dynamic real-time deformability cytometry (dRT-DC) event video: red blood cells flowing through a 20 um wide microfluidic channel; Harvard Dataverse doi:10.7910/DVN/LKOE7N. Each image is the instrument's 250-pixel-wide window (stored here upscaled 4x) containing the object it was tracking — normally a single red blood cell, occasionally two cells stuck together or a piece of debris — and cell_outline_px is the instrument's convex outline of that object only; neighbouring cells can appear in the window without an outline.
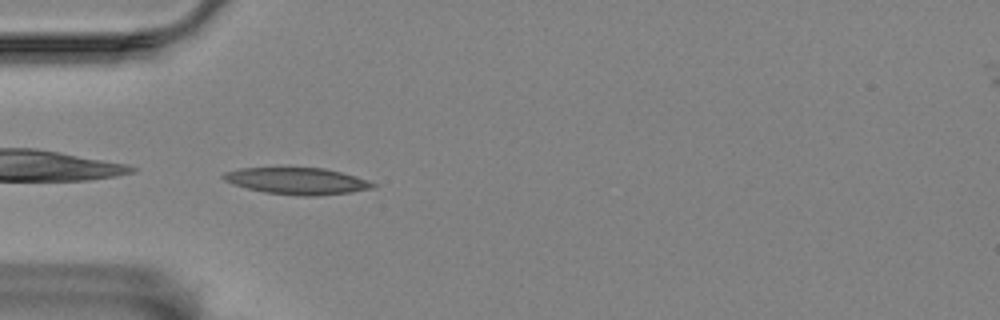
{"species": "Egyptian fruit bat (a non-hibernating species)", "species_latin": "Rousettus aegyptiacus", "temperature_condition": "room temperature", "stored_images_in_passage": 42, "camera_frame_rate_fps": 3000, "um_per_image_px": 0.085, "animal": {"sex": "female"}, "frame": {"image": 1, "passage_image": 2, "time_ms": 0.333, "image_size_px": [1000, 320], "cell_outline_px": [[376, 188], [352, 192], [316, 196], [296, 196], [264, 192], [232, 184], [224, 180], [220, 176], [224, 172], [240, 168], [324, 168], [356, 176], [368, 180], [376, 184]], "centroid_in_image_um": [25.26, 15.39], "position_along_channel_um": 59.7, "area_um2": 23.35}}
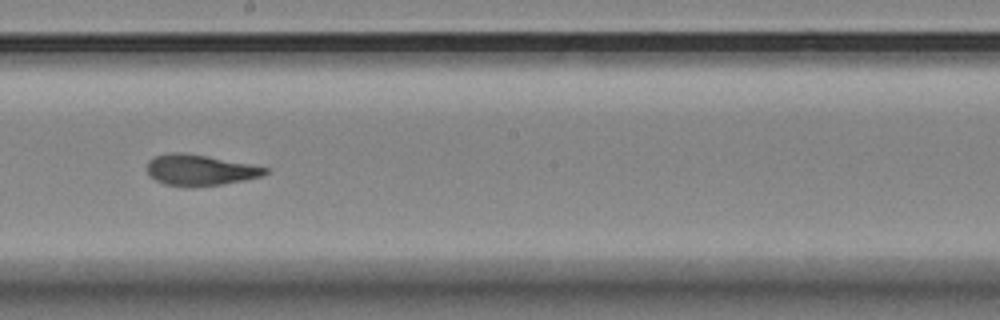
{"frame": {"image": 2, "passage_image": 17, "time_ms": 5.333, "image_size_px": [1000, 320], "cell_outline_px": [[268, 172], [260, 176], [244, 180], [220, 184], [192, 188], [164, 184], [156, 180], [148, 172], [148, 160], [156, 156], [172, 152], [184, 152], [208, 156], [268, 168]], "centroid_in_image_um": [16.97, 14.46], "position_along_channel_um": 231.2, "area_um2": 21.1}}
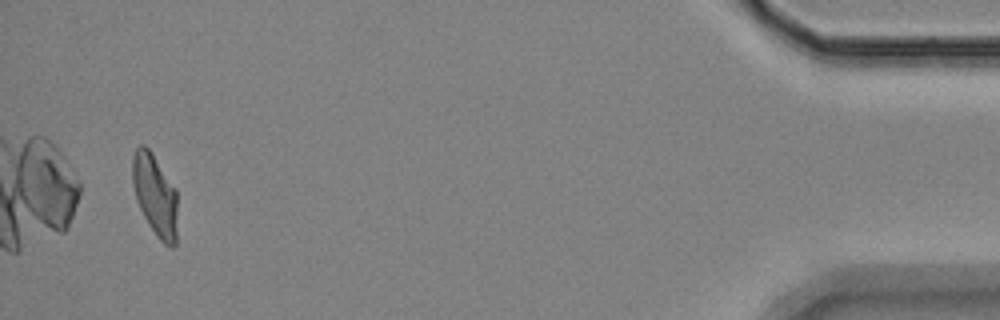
{"frame": {"image": 3, "passage_image": 40, "time_ms": 13.0, "image_size_px": [1000, 320], "cell_outline_px": [[176, 244], [172, 248], [164, 244], [156, 236], [148, 224], [136, 200], [132, 184], [132, 156], [136, 148], [140, 144], [144, 144], [152, 152], [176, 188]], "centroid_in_image_um": [13.16, 16.56], "position_along_channel_um": 422.0, "area_um2": 21.62}, "authors_computed_cell_mechanics": {"area_um2": 21.5305, "velocity_mm_per_s": 3.4754, "shape_relaxation_time_tau1_ms": 5.6576, "shape_relaxation_time_tau2_ms": 1.6203, "deformation_change_tau1": 0.2047, "deformation_change_tau2": 0.0982}}